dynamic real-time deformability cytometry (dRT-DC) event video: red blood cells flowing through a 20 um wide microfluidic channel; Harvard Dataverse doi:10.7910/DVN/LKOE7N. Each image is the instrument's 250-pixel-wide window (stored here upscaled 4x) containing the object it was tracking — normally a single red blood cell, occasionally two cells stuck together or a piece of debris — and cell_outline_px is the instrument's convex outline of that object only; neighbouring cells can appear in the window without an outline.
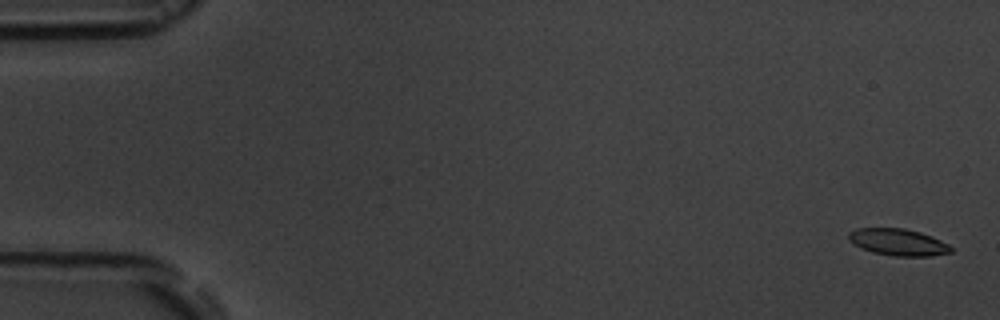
{"species": "common noctule bat (a hibernating species)", "species_latin": "Nyctalus noctula", "temperature_condition": "room temperature", "stored_images_in_passage": 4, "camera_frame_rate_fps": 3000, "um_per_image_px": 0.085, "animal": {"sex": "male", "body_mass_g": 19.5, "forearm_length_mm": 54.6}, "frame": {"image": 1, "passage_image": 1, "time_ms": 0.0, "image_size_px": [1000, 320], "cell_outline_px": [[952, 252], [932, 256], [892, 256], [872, 252], [860, 248], [848, 240], [848, 232], [856, 228], [904, 228], [920, 232], [940, 240], [948, 244], [952, 248]], "centroid_in_image_um": [76.31, 20.58], "position_along_channel_um": 8.7, "area_um2": 16.07}}
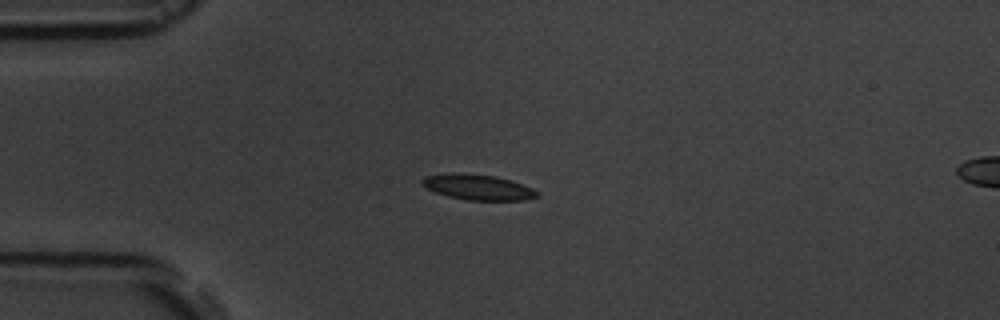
{"frame": {"image": 2, "passage_image": 4, "time_ms": 4.333, "image_size_px": [1000, 320], "cell_outline_px": [[536, 196], [524, 200], [468, 200], [448, 196], [436, 192], [420, 184], [420, 180], [424, 176], [448, 172], [464, 172], [496, 176], [512, 180], [532, 188], [536, 192]], "centroid_in_image_um": [40.55, 15.88], "position_along_channel_um": 44.5, "area_um2": 17.17}}